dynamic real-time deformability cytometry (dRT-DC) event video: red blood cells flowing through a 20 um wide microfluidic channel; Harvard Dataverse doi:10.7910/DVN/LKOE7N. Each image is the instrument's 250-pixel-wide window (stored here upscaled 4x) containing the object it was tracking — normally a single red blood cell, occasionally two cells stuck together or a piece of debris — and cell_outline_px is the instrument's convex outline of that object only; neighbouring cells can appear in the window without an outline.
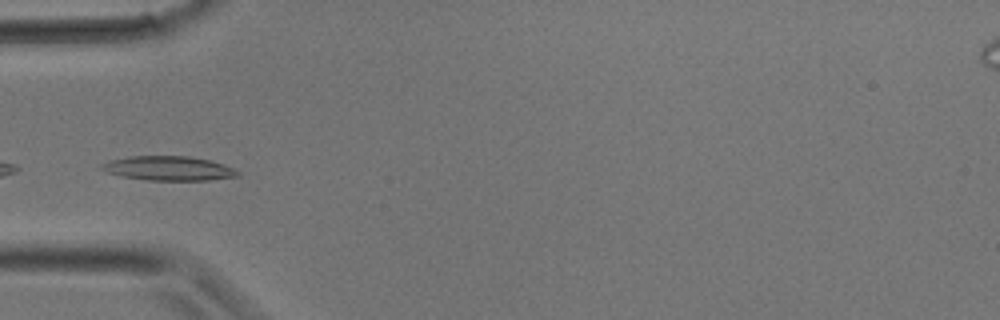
{"species": "common noctule bat (a hibernating species)", "species_latin": "Nyctalus noctula", "temperature_condition": "room temperature", "stored_images_in_passage": 24, "camera_frame_rate_fps": 3000, "um_per_image_px": 0.085, "animal": {"sex": "male", "body_mass_g": 17.9}, "frame": {"image": 1, "passage_image": 10, "time_ms": 3.0, "image_size_px": [1000, 320], "cell_outline_px": [[240, 176], [208, 180], [148, 180], [120, 176], [108, 172], [100, 168], [100, 164], [112, 160], [132, 156], [188, 156], [208, 160], [224, 164], [240, 172]], "centroid_in_image_um": [14.35, 14.31], "position_along_channel_um": 70.7, "area_um2": 19.13}}